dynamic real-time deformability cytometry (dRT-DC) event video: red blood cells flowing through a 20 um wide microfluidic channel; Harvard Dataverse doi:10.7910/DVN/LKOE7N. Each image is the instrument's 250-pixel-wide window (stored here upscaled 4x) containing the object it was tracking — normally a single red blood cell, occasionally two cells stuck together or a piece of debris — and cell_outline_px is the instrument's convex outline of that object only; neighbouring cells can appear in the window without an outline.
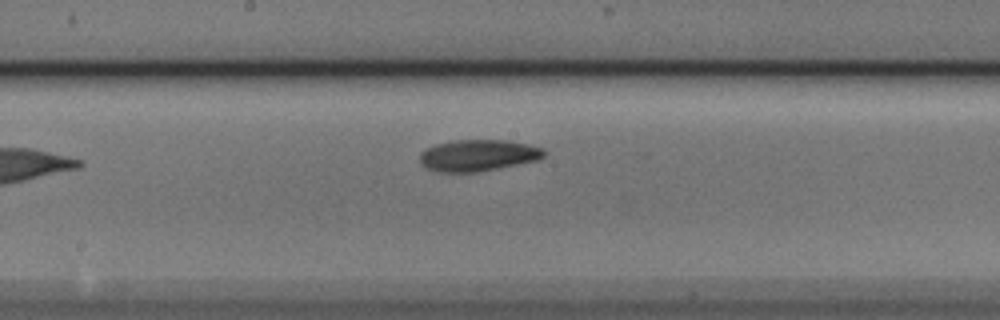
{"species": "Egyptian fruit bat (a non-hibernating species)", "species_latin": "Rousettus aegyptiacus", "temperature_condition": "cold", "stored_images_in_passage": 7, "camera_frame_rate_fps": 3000, "um_per_image_px": 0.085, "animal": {"sex": "male"}, "frame": {"image": 1, "passage_image": 7, "time_ms": 2.0, "image_size_px": [1000, 320], "cell_outline_px": [[548, 152], [540, 160], [476, 172], [436, 172], [424, 168], [420, 164], [420, 152], [424, 148], [436, 144], [456, 140], [508, 140], [528, 144], [544, 148]], "centroid_in_image_um": [40.63, 13.21], "position_along_channel_um": 207.6, "area_um2": 23.18}}